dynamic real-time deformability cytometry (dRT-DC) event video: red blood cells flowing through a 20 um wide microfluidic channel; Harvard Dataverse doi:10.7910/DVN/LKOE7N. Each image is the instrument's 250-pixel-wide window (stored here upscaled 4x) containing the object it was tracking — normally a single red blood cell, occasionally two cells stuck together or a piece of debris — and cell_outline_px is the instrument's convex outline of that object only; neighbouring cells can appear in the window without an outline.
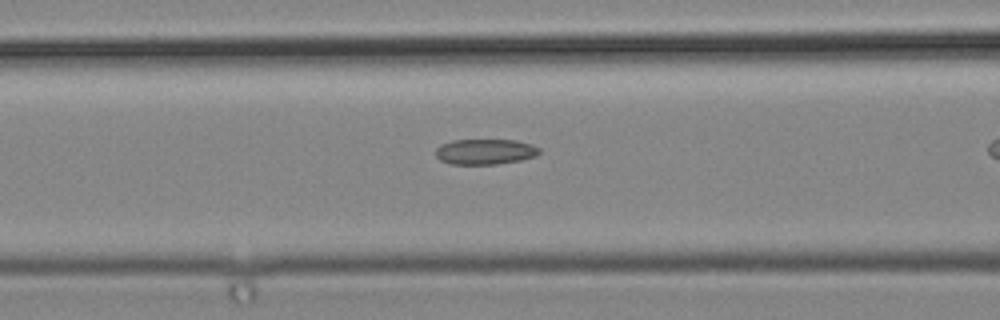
{"species": "common noctule bat (a hibernating species)", "species_latin": "Nyctalus noctula", "temperature_condition": "cold", "stored_images_in_passage": 30, "segment_of_instrument_passage": [1, 2], "camera_frame_rate_fps": 3000, "um_per_image_px": 0.085, "animal": {"sex": "male", "body_mass_g": 19.2, "forearm_length_mm": 51.8}, "frame": {"image": 1, "passage_image": 12, "time_ms": 3.667, "image_size_px": [1000, 320], "cell_outline_px": [[540, 152], [536, 156], [520, 160], [496, 164], [452, 164], [440, 160], [436, 156], [436, 148], [440, 144], [452, 140], [516, 140], [532, 144], [540, 148]], "centroid_in_image_um": [41.24, 12.89], "position_along_channel_um": 125.4, "area_um2": 15.43}}
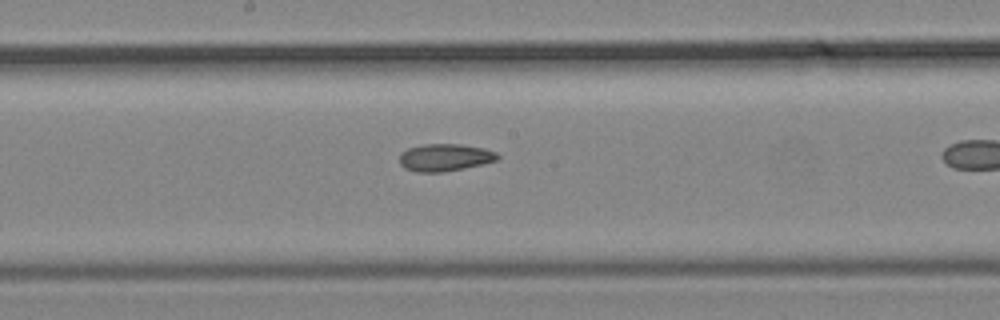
{"frame": {"image": 2, "passage_image": 18, "time_ms": 5.667, "image_size_px": [1000, 320], "cell_outline_px": [[500, 156], [496, 160], [464, 168], [444, 172], [416, 172], [404, 168], [400, 164], [400, 152], [408, 148], [424, 144], [460, 144], [484, 148], [496, 152]], "centroid_in_image_um": [37.78, 13.38], "position_along_channel_um": 210.4, "area_um2": 15.61}}
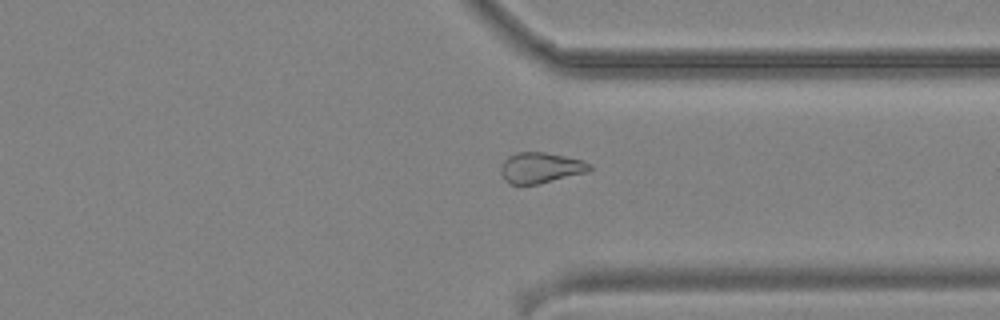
{"frame": {"image": 3, "passage_image": 29, "time_ms": 9.333, "image_size_px": [1000, 320], "cell_outline_px": [[592, 168], [588, 172], [536, 184], [508, 184], [504, 180], [500, 172], [500, 168], [504, 160], [508, 156], [516, 152], [544, 152], [564, 156], [580, 160], [592, 164]], "centroid_in_image_um": [45.92, 14.26], "position_along_channel_um": 365.5, "area_um2": 15.84}}